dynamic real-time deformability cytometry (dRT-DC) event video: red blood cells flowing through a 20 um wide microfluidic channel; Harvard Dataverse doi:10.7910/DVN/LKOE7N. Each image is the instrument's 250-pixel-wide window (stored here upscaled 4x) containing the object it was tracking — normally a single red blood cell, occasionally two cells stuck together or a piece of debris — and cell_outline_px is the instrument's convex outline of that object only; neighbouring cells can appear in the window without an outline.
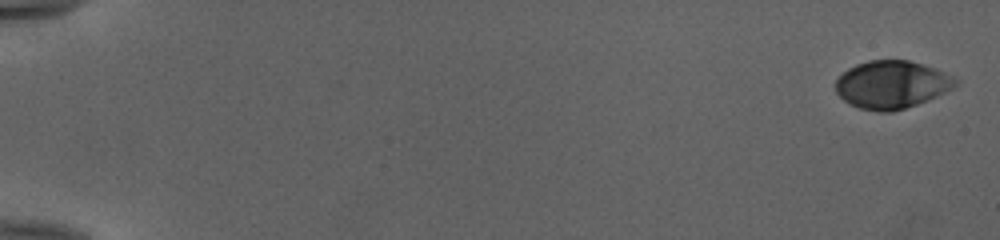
{"species": "human", "species_latin": "Homo sapiens", "temperature_condition": "cold", "stored_images_in_passage": 53, "camera_frame_rate_fps": 3000, "um_per_image_px": 0.085, "donor": {"sex": "female"}, "frame": {"image": 1, "passage_image": 1, "time_ms": 0.0, "image_size_px": [1000, 240], "cell_outline_px": [[960, 84], [936, 96], [916, 104], [892, 112], [880, 112], [860, 108], [844, 100], [836, 92], [836, 80], [848, 68], [856, 64], [868, 60], [908, 60], [932, 68], [952, 76], [960, 80]], "centroid_in_image_um": [75.79, 7.19], "position_along_channel_um": 9.2, "area_um2": 33.0}}
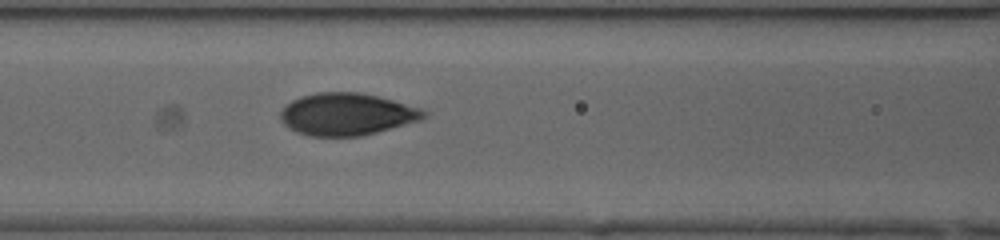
{"frame": {"image": 2, "passage_image": 25, "time_ms": 8.0, "image_size_px": [1000, 240], "cell_outline_px": [[428, 116], [420, 120], [376, 132], [360, 136], [308, 136], [296, 132], [284, 124], [280, 116], [280, 112], [292, 100], [300, 96], [316, 92], [360, 92], [392, 100], [420, 108], [428, 112]], "centroid_in_image_um": [29.47, 9.7], "position_along_channel_um": 137.1, "area_um2": 35.08}}
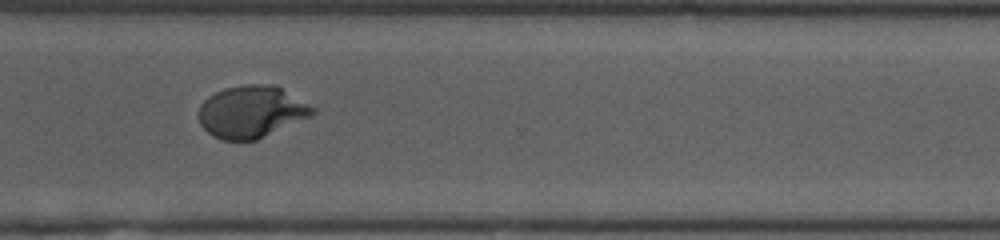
{"frame": {"image": 3, "passage_image": 41, "time_ms": 13.333, "image_size_px": [1000, 240], "cell_outline_px": [[316, 112], [312, 116], [256, 140], [220, 140], [212, 136], [200, 124], [200, 104], [208, 96], [224, 88], [244, 84], [272, 84], [280, 88], [316, 108]], "centroid_in_image_um": [21.37, 9.5], "position_along_channel_um": 349.2, "area_um2": 34.45}, "authors_computed_cell_mechanics": {"area_um2": 34.4488, "velocity_mm_per_s": 3.9893, "shape_relaxation_time_tau1_ms": 4.5229, "shape_relaxation_time_tau2_ms": null, "deformation_change_tau1": 0.2058, "deformation_change_tau2": null}}